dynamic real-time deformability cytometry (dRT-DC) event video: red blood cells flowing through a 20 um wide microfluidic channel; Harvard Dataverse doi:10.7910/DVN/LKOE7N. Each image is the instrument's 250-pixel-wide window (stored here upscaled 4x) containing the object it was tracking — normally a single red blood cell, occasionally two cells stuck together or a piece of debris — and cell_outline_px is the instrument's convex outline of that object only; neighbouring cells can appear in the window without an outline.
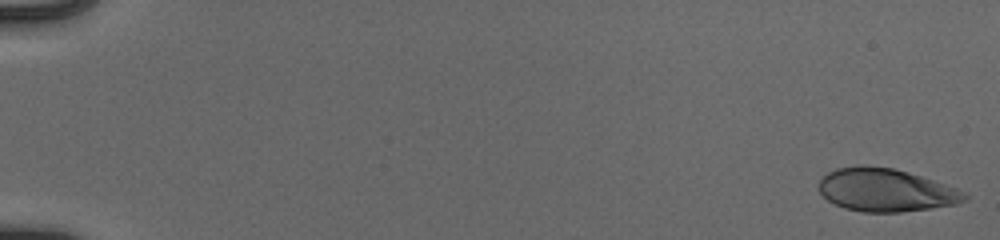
{"species": "human", "species_latin": "Homo sapiens", "temperature_condition": "cold", "stored_images_in_passage": 54, "camera_frame_rate_fps": 3000, "um_per_image_px": 0.085, "donor": {"sex": "male"}, "frame": {"image": 1, "passage_image": 1, "time_ms": 0.0, "image_size_px": [1000, 240], "cell_outline_px": [[968, 200], [956, 204], [900, 212], [864, 212], [844, 208], [828, 200], [820, 192], [820, 180], [828, 172], [836, 168], [856, 164], [868, 164], [892, 168], [920, 176], [956, 188], [964, 192], [968, 196]], "centroid_in_image_um": [75.27, 16.14], "position_along_channel_um": 9.7, "area_um2": 36.36}}
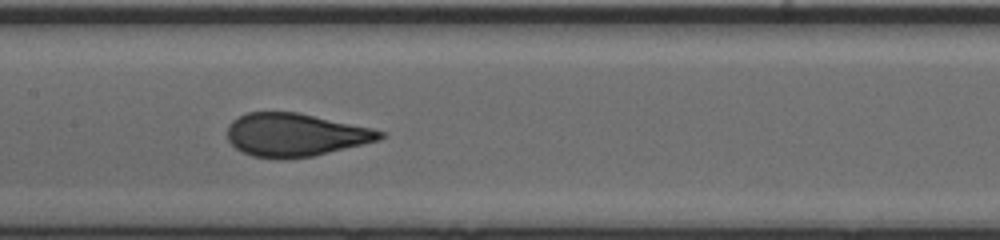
{"frame": {"image": 2, "passage_image": 29, "time_ms": 9.333, "image_size_px": [1000, 240], "cell_outline_px": [[388, 136], [380, 140], [312, 156], [284, 160], [252, 156], [240, 152], [228, 140], [228, 124], [236, 116], [248, 112], [296, 112], [372, 128], [388, 132]], "centroid_in_image_um": [25.1, 11.47], "position_along_channel_um": 182.3, "area_um2": 38.61}}
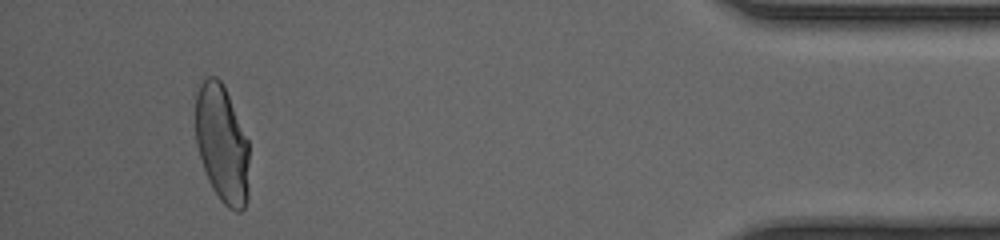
{"frame": {"image": 3, "passage_image": 51, "time_ms": 16.667, "image_size_px": [1000, 240], "cell_outline_px": [[248, 196], [244, 208], [240, 212], [236, 212], [228, 208], [220, 200], [212, 188], [208, 180], [196, 144], [196, 92], [204, 76], [216, 76], [224, 84], [248, 140]], "centroid_in_image_um": [18.87, 12.21], "position_along_channel_um": 416.3, "area_um2": 37.05}, "authors_computed_cell_mechanics": {"area_um2": 37.7434, "velocity_mm_per_s": 3.9444, "shape_relaxation_time_tau1_ms": 4.1063, "shape_relaxation_time_tau2_ms": null, "deformation_change_tau1": 0.1803, "deformation_change_tau2": null}}